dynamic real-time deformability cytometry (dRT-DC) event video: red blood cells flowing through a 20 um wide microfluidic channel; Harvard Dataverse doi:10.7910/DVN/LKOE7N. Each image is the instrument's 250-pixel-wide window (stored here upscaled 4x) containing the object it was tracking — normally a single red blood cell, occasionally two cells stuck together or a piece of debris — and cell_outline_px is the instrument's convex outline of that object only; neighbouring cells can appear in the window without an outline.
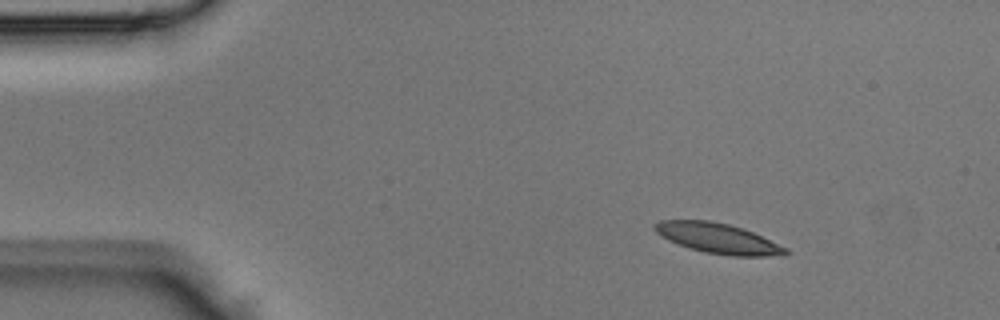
{"species": "Egyptian fruit bat (a non-hibernating species)", "species_latin": "Rousettus aegyptiacus", "temperature_condition": "room temperature", "stored_images_in_passage": 42, "camera_frame_rate_fps": 3000, "um_per_image_px": 0.085, "animal": {"sex": "male"}, "frame": {"image": 1, "passage_image": 5, "time_ms": 1.333, "image_size_px": [1000, 320], "cell_outline_px": [[792, 252], [784, 256], [732, 256], [704, 252], [688, 248], [668, 240], [660, 236], [652, 228], [652, 224], [660, 220], [708, 220], [728, 224], [744, 228], [788, 248]], "centroid_in_image_um": [61.04, 20.26], "position_along_channel_um": 24.0, "area_um2": 23.35}}
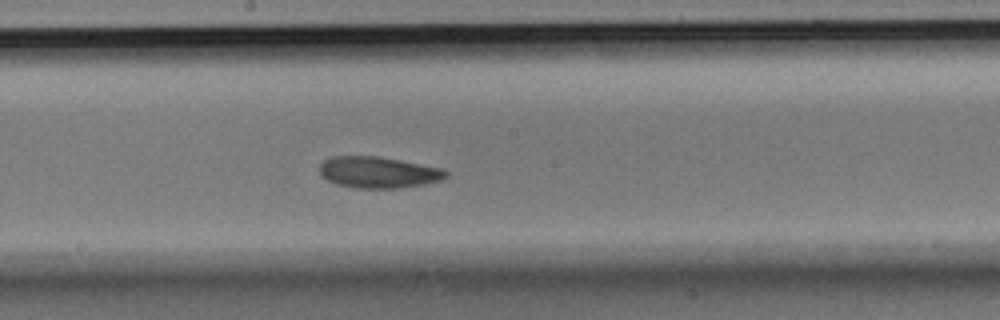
{"frame": {"image": 2, "passage_image": 22, "time_ms": 7.0, "image_size_px": [1000, 320], "cell_outline_px": [[448, 176], [440, 180], [424, 184], [400, 188], [356, 188], [336, 184], [320, 176], [320, 164], [324, 160], [332, 156], [380, 156], [444, 168], [448, 172]], "centroid_in_image_um": [32.17, 14.64], "position_along_channel_um": 216.0, "area_um2": 23.29}}
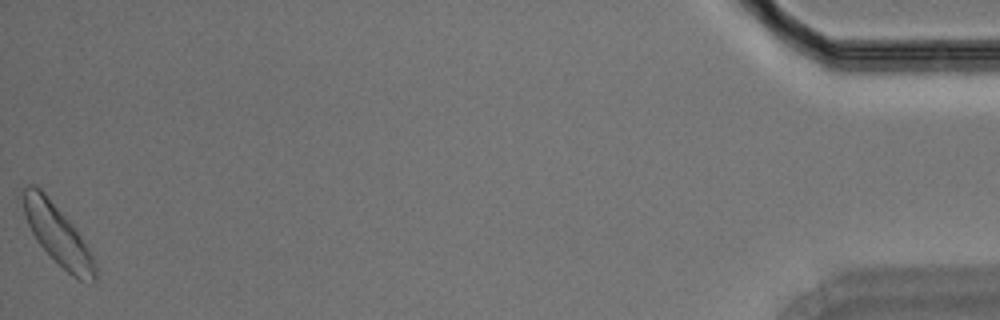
{"frame": {"image": 3, "passage_image": 42, "time_ms": 13.667, "image_size_px": [1000, 320], "cell_outline_px": [[96, 284], [92, 284], [80, 280], [72, 276], [36, 240], [24, 216], [20, 196], [24, 188], [28, 184], [36, 184], [44, 192], [68, 220], [80, 236], [92, 256], [96, 264]], "centroid_in_image_um": [4.87, 19.93], "position_along_channel_um": 430.3, "area_um2": 24.8}}